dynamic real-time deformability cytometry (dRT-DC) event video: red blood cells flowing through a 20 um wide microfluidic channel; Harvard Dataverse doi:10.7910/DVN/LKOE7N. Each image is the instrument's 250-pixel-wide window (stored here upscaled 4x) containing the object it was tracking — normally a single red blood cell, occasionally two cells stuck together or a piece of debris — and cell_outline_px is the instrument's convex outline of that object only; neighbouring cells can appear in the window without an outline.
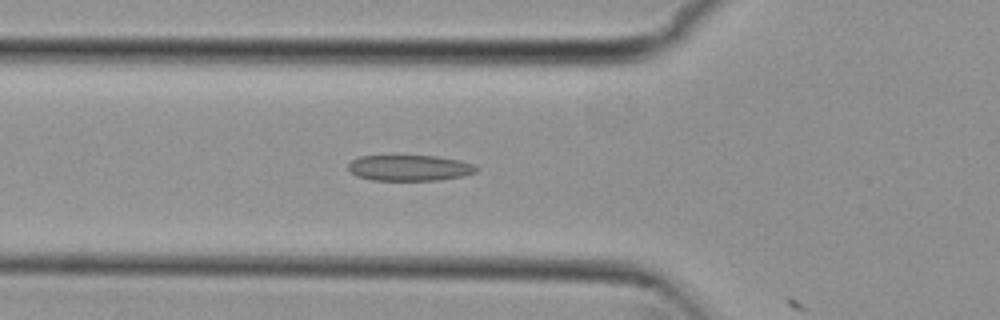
{"species": "common noctule bat (a hibernating species)", "species_latin": "Nyctalus noctula", "temperature_condition": "cold", "stored_images_in_passage": 19, "camera_frame_rate_fps": 3000, "um_per_image_px": 0.085, "animal": {"sex": "female", "body_mass_g": 29.2, "forearm_length_mm": 56.3}, "frame": {"image": 1, "passage_image": 18, "time_ms": 5.667, "image_size_px": [1000, 320], "cell_outline_px": [[480, 168], [476, 172], [460, 176], [440, 180], [372, 180], [356, 176], [348, 168], [348, 164], [352, 160], [360, 156], [436, 156], [460, 160], [472, 164]], "centroid_in_image_um": [34.81, 14.27], "position_along_channel_um": 91.0, "area_um2": 19.19}}